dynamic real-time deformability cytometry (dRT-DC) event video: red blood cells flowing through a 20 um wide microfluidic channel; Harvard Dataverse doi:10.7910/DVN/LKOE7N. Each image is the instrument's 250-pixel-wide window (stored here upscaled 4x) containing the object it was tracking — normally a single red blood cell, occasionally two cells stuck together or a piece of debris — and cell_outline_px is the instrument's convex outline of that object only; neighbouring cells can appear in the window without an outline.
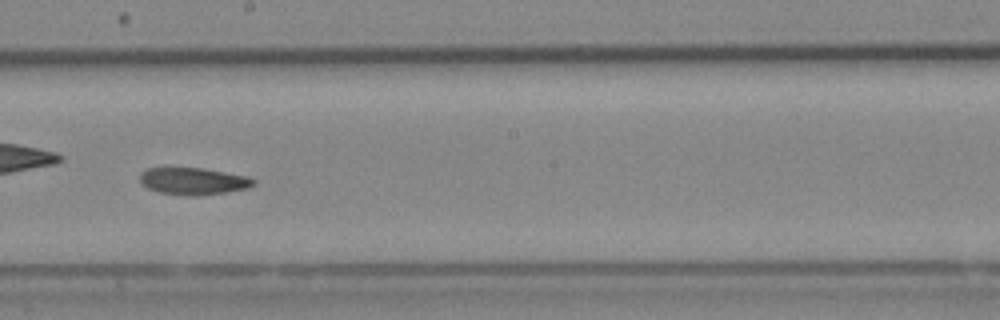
{"species": "Egyptian fruit bat (a non-hibernating species)", "species_latin": "Rousettus aegyptiacus", "temperature_condition": "cold", "stored_images_in_passage": 53, "camera_frame_rate_fps": 3000, "um_per_image_px": 0.085, "animal": {"sex": "female"}, "frame": {"image": 1, "passage_image": 31, "time_ms": 10.0, "image_size_px": [1000, 320], "cell_outline_px": [[256, 184], [248, 188], [224, 192], [196, 196], [192, 196], [160, 192], [148, 188], [140, 184], [140, 172], [148, 168], [204, 168], [248, 176], [256, 180]], "centroid_in_image_um": [16.44, 15.39], "position_along_channel_um": 231.8, "area_um2": 17.92}}